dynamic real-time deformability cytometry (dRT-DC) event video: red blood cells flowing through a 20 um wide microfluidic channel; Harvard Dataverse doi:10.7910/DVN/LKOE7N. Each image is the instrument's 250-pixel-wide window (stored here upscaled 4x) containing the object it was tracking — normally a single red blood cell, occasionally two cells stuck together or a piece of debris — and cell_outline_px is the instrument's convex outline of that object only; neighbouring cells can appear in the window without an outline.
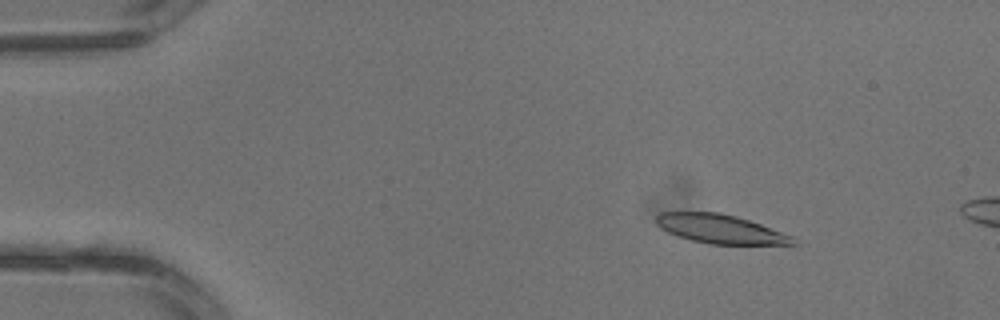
{"species": "common noctule bat (a hibernating species)", "species_latin": "Nyctalus noctula", "temperature_condition": "warm", "stored_images_in_passage": 2, "camera_frame_rate_fps": 3000, "um_per_image_px": 0.085, "animal": {"sex": "male", "body_mass_g": 13.3}, "frame": {"image": 1, "passage_image": 1, "time_ms": 0.0, "image_size_px": [1000, 320], "cell_outline_px": [[800, 244], [708, 244], [692, 240], [668, 232], [660, 228], [656, 224], [656, 216], [660, 212], [720, 212], [736, 216], [760, 224], [792, 236]], "centroid_in_image_um": [61.21, 19.46], "position_along_channel_um": 23.8, "area_um2": 22.89}}